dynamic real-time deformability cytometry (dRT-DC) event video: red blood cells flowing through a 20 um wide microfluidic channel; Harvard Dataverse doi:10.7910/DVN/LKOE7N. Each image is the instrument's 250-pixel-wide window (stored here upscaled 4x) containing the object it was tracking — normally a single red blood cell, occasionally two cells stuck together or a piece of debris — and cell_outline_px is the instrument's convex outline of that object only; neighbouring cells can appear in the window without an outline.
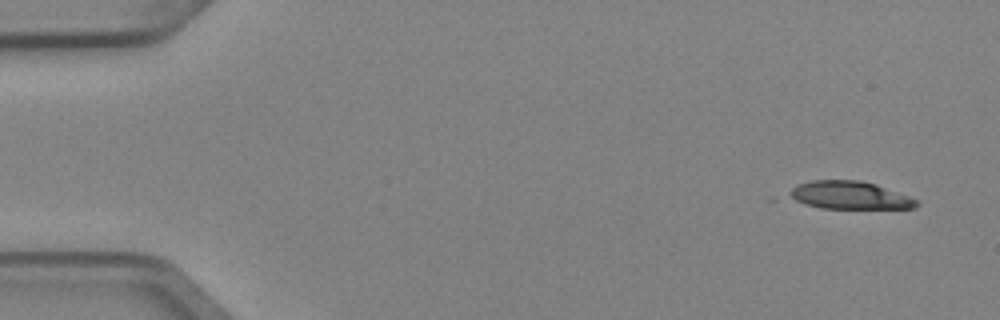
{"species": "Egyptian fruit bat (a non-hibernating species)", "species_latin": "Rousettus aegyptiacus", "temperature_condition": "cold", "stored_images_in_passage": 7, "camera_frame_rate_fps": 3000, "um_per_image_px": 0.085, "animal": {"sex": "female"}, "frame": {"image": 1, "passage_image": 1, "time_ms": 0.0, "image_size_px": [1000, 320], "cell_outline_px": [[920, 204], [916, 208], [820, 208], [768, 200], [772, 196], [800, 184], [812, 180], [860, 180], [876, 184], [920, 200]], "centroid_in_image_um": [71.82, 16.62], "position_along_channel_um": 13.2, "area_um2": 22.43}}
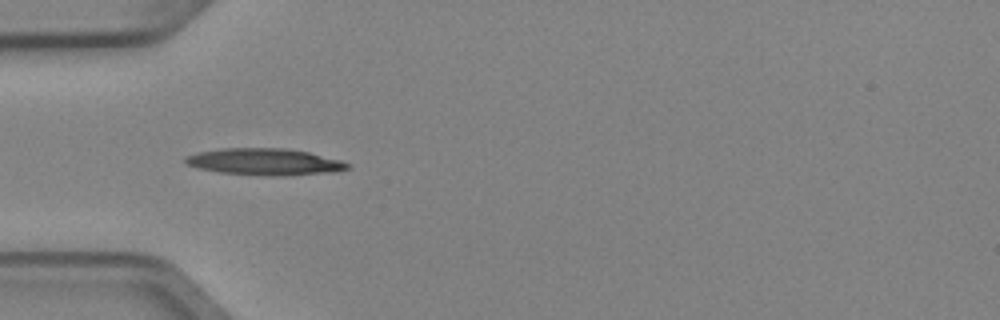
{"frame": {"image": 2, "passage_image": 4, "time_ms": 1.0, "image_size_px": [1000, 320], "cell_outline_px": [[352, 168], [336, 172], [272, 176], [220, 172], [200, 168], [188, 164], [184, 160], [184, 156], [196, 152], [220, 148], [288, 148], [308, 152], [340, 160], [352, 164]], "centroid_in_image_um": [22.53, 13.74], "position_along_channel_um": 62.5, "area_um2": 25.26}}
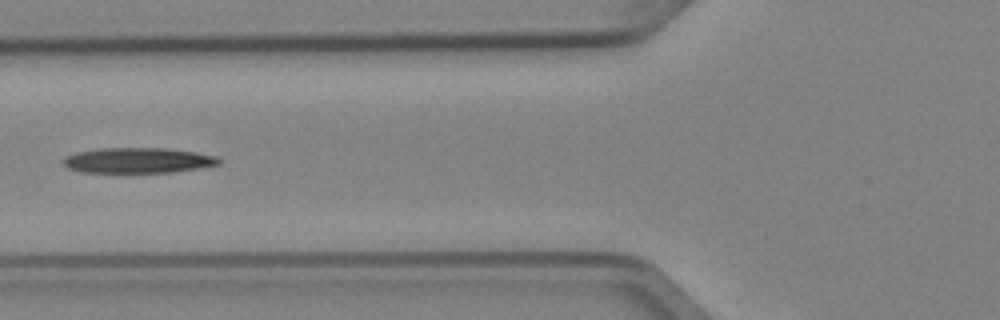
{"frame": {"image": 3, "passage_image": 5, "time_ms": 1.333, "image_size_px": [1000, 320], "cell_outline_px": [[220, 164], [172, 172], [80, 172], [68, 168], [64, 164], [64, 160], [68, 156], [76, 152], [100, 148], [168, 148], [196, 152], [216, 156], [220, 160]], "centroid_in_image_um": [11.73, 13.62], "position_along_channel_um": 114.1, "area_um2": 22.77}}